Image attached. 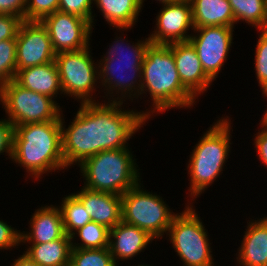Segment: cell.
Segmentation results:
<instances>
[{"mask_svg":"<svg viewBox=\"0 0 267 266\" xmlns=\"http://www.w3.org/2000/svg\"><path fill=\"white\" fill-rule=\"evenodd\" d=\"M28 244L24 254L39 266H70V236L65 234L50 242Z\"/></svg>","mask_w":267,"mask_h":266,"instance_id":"603a6c76","label":"cell"},{"mask_svg":"<svg viewBox=\"0 0 267 266\" xmlns=\"http://www.w3.org/2000/svg\"><path fill=\"white\" fill-rule=\"evenodd\" d=\"M21 244L20 230L0 220V250L15 248Z\"/></svg>","mask_w":267,"mask_h":266,"instance_id":"d6a6232c","label":"cell"},{"mask_svg":"<svg viewBox=\"0 0 267 266\" xmlns=\"http://www.w3.org/2000/svg\"><path fill=\"white\" fill-rule=\"evenodd\" d=\"M142 187L139 182L121 195L122 221L145 230L155 239H162L176 214L160 195Z\"/></svg>","mask_w":267,"mask_h":266,"instance_id":"ba28073f","label":"cell"},{"mask_svg":"<svg viewBox=\"0 0 267 266\" xmlns=\"http://www.w3.org/2000/svg\"><path fill=\"white\" fill-rule=\"evenodd\" d=\"M131 148L101 151L84 160L80 166L85 179L83 187L92 191L122 195L141 182Z\"/></svg>","mask_w":267,"mask_h":266,"instance_id":"8992f818","label":"cell"},{"mask_svg":"<svg viewBox=\"0 0 267 266\" xmlns=\"http://www.w3.org/2000/svg\"><path fill=\"white\" fill-rule=\"evenodd\" d=\"M60 205L66 235L71 237L76 230L92 221L82 202L73 193L63 197Z\"/></svg>","mask_w":267,"mask_h":266,"instance_id":"cb8c5ba5","label":"cell"},{"mask_svg":"<svg viewBox=\"0 0 267 266\" xmlns=\"http://www.w3.org/2000/svg\"><path fill=\"white\" fill-rule=\"evenodd\" d=\"M237 251L239 266H267V216L247 222Z\"/></svg>","mask_w":267,"mask_h":266,"instance_id":"d6986e66","label":"cell"},{"mask_svg":"<svg viewBox=\"0 0 267 266\" xmlns=\"http://www.w3.org/2000/svg\"><path fill=\"white\" fill-rule=\"evenodd\" d=\"M162 9L156 16V29L149 35L152 44L168 45L189 41L194 29L190 1H175L161 4Z\"/></svg>","mask_w":267,"mask_h":266,"instance_id":"5bb4252c","label":"cell"},{"mask_svg":"<svg viewBox=\"0 0 267 266\" xmlns=\"http://www.w3.org/2000/svg\"><path fill=\"white\" fill-rule=\"evenodd\" d=\"M194 27H235V18L228 0H190Z\"/></svg>","mask_w":267,"mask_h":266,"instance_id":"44dd1931","label":"cell"},{"mask_svg":"<svg viewBox=\"0 0 267 266\" xmlns=\"http://www.w3.org/2000/svg\"><path fill=\"white\" fill-rule=\"evenodd\" d=\"M0 102L13 126L54 121L62 112L56 99L23 88L15 80L0 88Z\"/></svg>","mask_w":267,"mask_h":266,"instance_id":"9c48e42d","label":"cell"},{"mask_svg":"<svg viewBox=\"0 0 267 266\" xmlns=\"http://www.w3.org/2000/svg\"><path fill=\"white\" fill-rule=\"evenodd\" d=\"M228 26L194 27L189 42L194 46L204 72L216 80L233 43V29ZM197 33V34H196Z\"/></svg>","mask_w":267,"mask_h":266,"instance_id":"8fae6325","label":"cell"},{"mask_svg":"<svg viewBox=\"0 0 267 266\" xmlns=\"http://www.w3.org/2000/svg\"><path fill=\"white\" fill-rule=\"evenodd\" d=\"M259 31H261L262 33L267 35V4H266V16L263 22V25L261 26V28L259 29Z\"/></svg>","mask_w":267,"mask_h":266,"instance_id":"f35d334b","label":"cell"},{"mask_svg":"<svg viewBox=\"0 0 267 266\" xmlns=\"http://www.w3.org/2000/svg\"><path fill=\"white\" fill-rule=\"evenodd\" d=\"M59 10V0H26L25 21H41Z\"/></svg>","mask_w":267,"mask_h":266,"instance_id":"f546056e","label":"cell"},{"mask_svg":"<svg viewBox=\"0 0 267 266\" xmlns=\"http://www.w3.org/2000/svg\"><path fill=\"white\" fill-rule=\"evenodd\" d=\"M123 104L98 100L81 103L68 128L61 112L62 152L67 168L101 151L129 146L128 141L148 119L144 111L122 109Z\"/></svg>","mask_w":267,"mask_h":266,"instance_id":"6da1fadb","label":"cell"},{"mask_svg":"<svg viewBox=\"0 0 267 266\" xmlns=\"http://www.w3.org/2000/svg\"><path fill=\"white\" fill-rule=\"evenodd\" d=\"M53 49L47 28L41 21H23L16 37L17 72L21 69L54 62Z\"/></svg>","mask_w":267,"mask_h":266,"instance_id":"4fadbf2b","label":"cell"},{"mask_svg":"<svg viewBox=\"0 0 267 266\" xmlns=\"http://www.w3.org/2000/svg\"><path fill=\"white\" fill-rule=\"evenodd\" d=\"M145 0H141V4L143 6V3H144ZM156 1H159V4H167V3H172V2H175V0H156Z\"/></svg>","mask_w":267,"mask_h":266,"instance_id":"ab89813d","label":"cell"},{"mask_svg":"<svg viewBox=\"0 0 267 266\" xmlns=\"http://www.w3.org/2000/svg\"><path fill=\"white\" fill-rule=\"evenodd\" d=\"M16 74V38L0 41V88Z\"/></svg>","mask_w":267,"mask_h":266,"instance_id":"83f0119b","label":"cell"},{"mask_svg":"<svg viewBox=\"0 0 267 266\" xmlns=\"http://www.w3.org/2000/svg\"><path fill=\"white\" fill-rule=\"evenodd\" d=\"M89 47L79 51L56 53L54 60L63 95L78 99L80 104L96 102L92 96L95 91H98L96 88H100L97 84L99 83L98 63L92 60L91 47Z\"/></svg>","mask_w":267,"mask_h":266,"instance_id":"30bf717a","label":"cell"},{"mask_svg":"<svg viewBox=\"0 0 267 266\" xmlns=\"http://www.w3.org/2000/svg\"><path fill=\"white\" fill-rule=\"evenodd\" d=\"M259 124L261 129L255 134L253 145H255L259 160L264 164L263 166L267 167V125Z\"/></svg>","mask_w":267,"mask_h":266,"instance_id":"e575fe53","label":"cell"},{"mask_svg":"<svg viewBox=\"0 0 267 266\" xmlns=\"http://www.w3.org/2000/svg\"><path fill=\"white\" fill-rule=\"evenodd\" d=\"M13 261L14 263L11 266H39L24 253L23 255L17 257V259H14Z\"/></svg>","mask_w":267,"mask_h":266,"instance_id":"8d00e7d4","label":"cell"},{"mask_svg":"<svg viewBox=\"0 0 267 266\" xmlns=\"http://www.w3.org/2000/svg\"><path fill=\"white\" fill-rule=\"evenodd\" d=\"M70 266H118L109 248H71Z\"/></svg>","mask_w":267,"mask_h":266,"instance_id":"4316f807","label":"cell"},{"mask_svg":"<svg viewBox=\"0 0 267 266\" xmlns=\"http://www.w3.org/2000/svg\"><path fill=\"white\" fill-rule=\"evenodd\" d=\"M170 49L182 85L197 99L198 95L207 91L213 81L204 72L196 50L189 41L171 43Z\"/></svg>","mask_w":267,"mask_h":266,"instance_id":"9a60e30c","label":"cell"},{"mask_svg":"<svg viewBox=\"0 0 267 266\" xmlns=\"http://www.w3.org/2000/svg\"><path fill=\"white\" fill-rule=\"evenodd\" d=\"M212 126V127H211ZM195 145L188 161L189 196L196 200L223 173L230 152L231 119L221 117L213 123Z\"/></svg>","mask_w":267,"mask_h":266,"instance_id":"5b68a950","label":"cell"},{"mask_svg":"<svg viewBox=\"0 0 267 266\" xmlns=\"http://www.w3.org/2000/svg\"><path fill=\"white\" fill-rule=\"evenodd\" d=\"M187 204L184 211L174 216L167 232L168 239L181 258L182 266H216L208 232L191 205L193 203Z\"/></svg>","mask_w":267,"mask_h":266,"instance_id":"52a82bcc","label":"cell"},{"mask_svg":"<svg viewBox=\"0 0 267 266\" xmlns=\"http://www.w3.org/2000/svg\"><path fill=\"white\" fill-rule=\"evenodd\" d=\"M94 0H59V11L78 15L94 26L93 5Z\"/></svg>","mask_w":267,"mask_h":266,"instance_id":"4dcf8cb0","label":"cell"},{"mask_svg":"<svg viewBox=\"0 0 267 266\" xmlns=\"http://www.w3.org/2000/svg\"><path fill=\"white\" fill-rule=\"evenodd\" d=\"M13 133V124L7 118L0 119V155H4L5 152L8 159L12 156Z\"/></svg>","mask_w":267,"mask_h":266,"instance_id":"836d02e7","label":"cell"},{"mask_svg":"<svg viewBox=\"0 0 267 266\" xmlns=\"http://www.w3.org/2000/svg\"><path fill=\"white\" fill-rule=\"evenodd\" d=\"M234 13L235 23L245 21L258 30L266 16L267 0H228Z\"/></svg>","mask_w":267,"mask_h":266,"instance_id":"484cf974","label":"cell"},{"mask_svg":"<svg viewBox=\"0 0 267 266\" xmlns=\"http://www.w3.org/2000/svg\"><path fill=\"white\" fill-rule=\"evenodd\" d=\"M73 194L82 202L92 221L112 229L122 220L121 195L84 187Z\"/></svg>","mask_w":267,"mask_h":266,"instance_id":"e0dca14e","label":"cell"},{"mask_svg":"<svg viewBox=\"0 0 267 266\" xmlns=\"http://www.w3.org/2000/svg\"><path fill=\"white\" fill-rule=\"evenodd\" d=\"M11 160L37 181L42 174L67 169L62 152L61 115L54 121L14 126Z\"/></svg>","mask_w":267,"mask_h":266,"instance_id":"3957f363","label":"cell"},{"mask_svg":"<svg viewBox=\"0 0 267 266\" xmlns=\"http://www.w3.org/2000/svg\"><path fill=\"white\" fill-rule=\"evenodd\" d=\"M23 21L19 16L0 14V41L16 38Z\"/></svg>","mask_w":267,"mask_h":266,"instance_id":"1f68e13d","label":"cell"},{"mask_svg":"<svg viewBox=\"0 0 267 266\" xmlns=\"http://www.w3.org/2000/svg\"><path fill=\"white\" fill-rule=\"evenodd\" d=\"M26 0H0V14H11L25 20Z\"/></svg>","mask_w":267,"mask_h":266,"instance_id":"d590c367","label":"cell"},{"mask_svg":"<svg viewBox=\"0 0 267 266\" xmlns=\"http://www.w3.org/2000/svg\"><path fill=\"white\" fill-rule=\"evenodd\" d=\"M56 53L79 51L90 46L91 23L74 14L56 11L41 20Z\"/></svg>","mask_w":267,"mask_h":266,"instance_id":"7c38bea8","label":"cell"},{"mask_svg":"<svg viewBox=\"0 0 267 266\" xmlns=\"http://www.w3.org/2000/svg\"><path fill=\"white\" fill-rule=\"evenodd\" d=\"M137 266H150V265H147V264L145 265V264L143 263V264H140V265L138 264Z\"/></svg>","mask_w":267,"mask_h":266,"instance_id":"60d3db41","label":"cell"},{"mask_svg":"<svg viewBox=\"0 0 267 266\" xmlns=\"http://www.w3.org/2000/svg\"><path fill=\"white\" fill-rule=\"evenodd\" d=\"M147 92L153 103V108L145 111L148 120L151 115L164 113L167 109H190L196 103V98L182 85L170 44L150 43L146 48L140 99Z\"/></svg>","mask_w":267,"mask_h":266,"instance_id":"7a4b0ae2","label":"cell"},{"mask_svg":"<svg viewBox=\"0 0 267 266\" xmlns=\"http://www.w3.org/2000/svg\"><path fill=\"white\" fill-rule=\"evenodd\" d=\"M154 239L145 230L121 220L110 229L108 248L115 263L119 265V261L130 260L140 254Z\"/></svg>","mask_w":267,"mask_h":266,"instance_id":"2e32d148","label":"cell"},{"mask_svg":"<svg viewBox=\"0 0 267 266\" xmlns=\"http://www.w3.org/2000/svg\"><path fill=\"white\" fill-rule=\"evenodd\" d=\"M110 229L104 225L90 221L85 226L76 230L71 236V247L78 249L108 248ZM75 235L79 237L80 243H74Z\"/></svg>","mask_w":267,"mask_h":266,"instance_id":"d4e9b609","label":"cell"},{"mask_svg":"<svg viewBox=\"0 0 267 266\" xmlns=\"http://www.w3.org/2000/svg\"><path fill=\"white\" fill-rule=\"evenodd\" d=\"M124 41L125 38L117 36L98 62L99 83L105 86V96L110 97L107 98L108 102L125 103V98L132 102L133 98L137 99L140 95L142 63L151 42L149 38L138 40L132 45L127 43L130 42L128 40L126 43Z\"/></svg>","mask_w":267,"mask_h":266,"instance_id":"277c9868","label":"cell"},{"mask_svg":"<svg viewBox=\"0 0 267 266\" xmlns=\"http://www.w3.org/2000/svg\"><path fill=\"white\" fill-rule=\"evenodd\" d=\"M255 49V72L260 90L267 89V35L260 31Z\"/></svg>","mask_w":267,"mask_h":266,"instance_id":"f1b7e54d","label":"cell"},{"mask_svg":"<svg viewBox=\"0 0 267 266\" xmlns=\"http://www.w3.org/2000/svg\"><path fill=\"white\" fill-rule=\"evenodd\" d=\"M93 5L101 11L107 24L120 32L132 29L142 11L141 0H94Z\"/></svg>","mask_w":267,"mask_h":266,"instance_id":"7402d4cb","label":"cell"},{"mask_svg":"<svg viewBox=\"0 0 267 266\" xmlns=\"http://www.w3.org/2000/svg\"><path fill=\"white\" fill-rule=\"evenodd\" d=\"M23 88L47 95L53 99L63 94L57 65L54 62L31 66L17 72L14 79Z\"/></svg>","mask_w":267,"mask_h":266,"instance_id":"ffe728a7","label":"cell"},{"mask_svg":"<svg viewBox=\"0 0 267 266\" xmlns=\"http://www.w3.org/2000/svg\"><path fill=\"white\" fill-rule=\"evenodd\" d=\"M264 94V97H267V89L263 90L262 91V96ZM262 121H260V123L264 124V125H267V108H266V111L264 113V115H262Z\"/></svg>","mask_w":267,"mask_h":266,"instance_id":"74e56055","label":"cell"},{"mask_svg":"<svg viewBox=\"0 0 267 266\" xmlns=\"http://www.w3.org/2000/svg\"><path fill=\"white\" fill-rule=\"evenodd\" d=\"M30 232H20L21 243H44L65 235L59 206L46 205L36 209L29 221Z\"/></svg>","mask_w":267,"mask_h":266,"instance_id":"ac0fdd59","label":"cell"}]
</instances>
